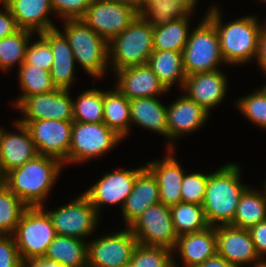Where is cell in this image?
I'll use <instances>...</instances> for the list:
<instances>
[{
	"label": "cell",
	"mask_w": 266,
	"mask_h": 267,
	"mask_svg": "<svg viewBox=\"0 0 266 267\" xmlns=\"http://www.w3.org/2000/svg\"><path fill=\"white\" fill-rule=\"evenodd\" d=\"M63 163L53 157L37 155L3 176V184L28 207L42 206L59 178Z\"/></svg>",
	"instance_id": "obj_1"
},
{
	"label": "cell",
	"mask_w": 266,
	"mask_h": 267,
	"mask_svg": "<svg viewBox=\"0 0 266 267\" xmlns=\"http://www.w3.org/2000/svg\"><path fill=\"white\" fill-rule=\"evenodd\" d=\"M205 16L214 24L218 32L225 64L238 66L255 59L259 37L263 30L262 22L258 17L248 15L223 23L220 8L214 5L208 8Z\"/></svg>",
	"instance_id": "obj_2"
},
{
	"label": "cell",
	"mask_w": 266,
	"mask_h": 267,
	"mask_svg": "<svg viewBox=\"0 0 266 267\" xmlns=\"http://www.w3.org/2000/svg\"><path fill=\"white\" fill-rule=\"evenodd\" d=\"M240 171L238 164L228 162L209 173L202 206L210 226L229 225L233 221L240 197L249 187L242 183Z\"/></svg>",
	"instance_id": "obj_3"
},
{
	"label": "cell",
	"mask_w": 266,
	"mask_h": 267,
	"mask_svg": "<svg viewBox=\"0 0 266 267\" xmlns=\"http://www.w3.org/2000/svg\"><path fill=\"white\" fill-rule=\"evenodd\" d=\"M153 27L139 14L119 35L108 42V63L112 71L145 65L153 50Z\"/></svg>",
	"instance_id": "obj_4"
},
{
	"label": "cell",
	"mask_w": 266,
	"mask_h": 267,
	"mask_svg": "<svg viewBox=\"0 0 266 267\" xmlns=\"http://www.w3.org/2000/svg\"><path fill=\"white\" fill-rule=\"evenodd\" d=\"M64 31L76 63L94 78H102L109 68L108 42L99 36L82 19H66Z\"/></svg>",
	"instance_id": "obj_5"
},
{
	"label": "cell",
	"mask_w": 266,
	"mask_h": 267,
	"mask_svg": "<svg viewBox=\"0 0 266 267\" xmlns=\"http://www.w3.org/2000/svg\"><path fill=\"white\" fill-rule=\"evenodd\" d=\"M198 24L197 28L190 30L188 41L182 50L186 76L215 71L220 69L222 63L225 64L214 24L206 16Z\"/></svg>",
	"instance_id": "obj_6"
},
{
	"label": "cell",
	"mask_w": 266,
	"mask_h": 267,
	"mask_svg": "<svg viewBox=\"0 0 266 267\" xmlns=\"http://www.w3.org/2000/svg\"><path fill=\"white\" fill-rule=\"evenodd\" d=\"M52 220L42 206L28 207L13 233L22 261L43 258L56 237Z\"/></svg>",
	"instance_id": "obj_7"
},
{
	"label": "cell",
	"mask_w": 266,
	"mask_h": 267,
	"mask_svg": "<svg viewBox=\"0 0 266 267\" xmlns=\"http://www.w3.org/2000/svg\"><path fill=\"white\" fill-rule=\"evenodd\" d=\"M123 139L104 122L83 123L73 121L68 164H78L99 158L113 150Z\"/></svg>",
	"instance_id": "obj_8"
},
{
	"label": "cell",
	"mask_w": 266,
	"mask_h": 267,
	"mask_svg": "<svg viewBox=\"0 0 266 267\" xmlns=\"http://www.w3.org/2000/svg\"><path fill=\"white\" fill-rule=\"evenodd\" d=\"M45 211L49 214L57 235L81 240H86L88 235L93 234L101 216L84 193L66 205Z\"/></svg>",
	"instance_id": "obj_9"
},
{
	"label": "cell",
	"mask_w": 266,
	"mask_h": 267,
	"mask_svg": "<svg viewBox=\"0 0 266 267\" xmlns=\"http://www.w3.org/2000/svg\"><path fill=\"white\" fill-rule=\"evenodd\" d=\"M139 244L174 250L178 236L175 233L170 207L158 203L148 207L129 226Z\"/></svg>",
	"instance_id": "obj_10"
},
{
	"label": "cell",
	"mask_w": 266,
	"mask_h": 267,
	"mask_svg": "<svg viewBox=\"0 0 266 267\" xmlns=\"http://www.w3.org/2000/svg\"><path fill=\"white\" fill-rule=\"evenodd\" d=\"M137 15V9L128 3L119 0H92L81 19L109 42L122 33Z\"/></svg>",
	"instance_id": "obj_11"
},
{
	"label": "cell",
	"mask_w": 266,
	"mask_h": 267,
	"mask_svg": "<svg viewBox=\"0 0 266 267\" xmlns=\"http://www.w3.org/2000/svg\"><path fill=\"white\" fill-rule=\"evenodd\" d=\"M138 244L129 227L88 242V267H127Z\"/></svg>",
	"instance_id": "obj_12"
},
{
	"label": "cell",
	"mask_w": 266,
	"mask_h": 267,
	"mask_svg": "<svg viewBox=\"0 0 266 267\" xmlns=\"http://www.w3.org/2000/svg\"><path fill=\"white\" fill-rule=\"evenodd\" d=\"M19 123L29 129L38 155L56 158L66 166L73 121L46 119Z\"/></svg>",
	"instance_id": "obj_13"
},
{
	"label": "cell",
	"mask_w": 266,
	"mask_h": 267,
	"mask_svg": "<svg viewBox=\"0 0 266 267\" xmlns=\"http://www.w3.org/2000/svg\"><path fill=\"white\" fill-rule=\"evenodd\" d=\"M69 92L68 89L57 88L24 98L15 107L24 115L17 121L31 122L46 119L73 121V103Z\"/></svg>",
	"instance_id": "obj_14"
},
{
	"label": "cell",
	"mask_w": 266,
	"mask_h": 267,
	"mask_svg": "<svg viewBox=\"0 0 266 267\" xmlns=\"http://www.w3.org/2000/svg\"><path fill=\"white\" fill-rule=\"evenodd\" d=\"M145 166L136 169H115L105 173L101 179L83 192L100 215L105 205H120L121 210L132 192L137 175Z\"/></svg>",
	"instance_id": "obj_15"
},
{
	"label": "cell",
	"mask_w": 266,
	"mask_h": 267,
	"mask_svg": "<svg viewBox=\"0 0 266 267\" xmlns=\"http://www.w3.org/2000/svg\"><path fill=\"white\" fill-rule=\"evenodd\" d=\"M209 114L203 106L198 105L185 94L179 96L167 106L169 140L166 149H176L173 141L202 128L208 121Z\"/></svg>",
	"instance_id": "obj_16"
},
{
	"label": "cell",
	"mask_w": 266,
	"mask_h": 267,
	"mask_svg": "<svg viewBox=\"0 0 266 267\" xmlns=\"http://www.w3.org/2000/svg\"><path fill=\"white\" fill-rule=\"evenodd\" d=\"M216 247L217 255L235 267H244L261 259L248 229L231 225L216 226Z\"/></svg>",
	"instance_id": "obj_17"
},
{
	"label": "cell",
	"mask_w": 266,
	"mask_h": 267,
	"mask_svg": "<svg viewBox=\"0 0 266 267\" xmlns=\"http://www.w3.org/2000/svg\"><path fill=\"white\" fill-rule=\"evenodd\" d=\"M226 75L221 69L199 72L186 77L182 90L184 94L203 106L208 113L223 102L228 89Z\"/></svg>",
	"instance_id": "obj_18"
},
{
	"label": "cell",
	"mask_w": 266,
	"mask_h": 267,
	"mask_svg": "<svg viewBox=\"0 0 266 267\" xmlns=\"http://www.w3.org/2000/svg\"><path fill=\"white\" fill-rule=\"evenodd\" d=\"M13 125L19 133L3 129L0 137V172L3 176L38 155L29 129L17 120Z\"/></svg>",
	"instance_id": "obj_19"
},
{
	"label": "cell",
	"mask_w": 266,
	"mask_h": 267,
	"mask_svg": "<svg viewBox=\"0 0 266 267\" xmlns=\"http://www.w3.org/2000/svg\"><path fill=\"white\" fill-rule=\"evenodd\" d=\"M114 74L117 77L114 85L128 100L158 97L168 91L147 64L126 67Z\"/></svg>",
	"instance_id": "obj_20"
},
{
	"label": "cell",
	"mask_w": 266,
	"mask_h": 267,
	"mask_svg": "<svg viewBox=\"0 0 266 267\" xmlns=\"http://www.w3.org/2000/svg\"><path fill=\"white\" fill-rule=\"evenodd\" d=\"M162 160L148 162L145 167L153 174L159 187L160 203L171 207L181 200V183L185 170L174 157L175 149H167Z\"/></svg>",
	"instance_id": "obj_21"
},
{
	"label": "cell",
	"mask_w": 266,
	"mask_h": 267,
	"mask_svg": "<svg viewBox=\"0 0 266 267\" xmlns=\"http://www.w3.org/2000/svg\"><path fill=\"white\" fill-rule=\"evenodd\" d=\"M40 35L50 44L53 63L50 74L56 88L70 90L75 78V57L68 39L57 28L47 30Z\"/></svg>",
	"instance_id": "obj_22"
},
{
	"label": "cell",
	"mask_w": 266,
	"mask_h": 267,
	"mask_svg": "<svg viewBox=\"0 0 266 267\" xmlns=\"http://www.w3.org/2000/svg\"><path fill=\"white\" fill-rule=\"evenodd\" d=\"M11 11L19 29L29 30L34 36L57 28L49 14L54 13L50 0H1Z\"/></svg>",
	"instance_id": "obj_23"
},
{
	"label": "cell",
	"mask_w": 266,
	"mask_h": 267,
	"mask_svg": "<svg viewBox=\"0 0 266 267\" xmlns=\"http://www.w3.org/2000/svg\"><path fill=\"white\" fill-rule=\"evenodd\" d=\"M173 252L180 256L183 267H195L214 257L217 254L216 226L179 236ZM173 267H178L175 260Z\"/></svg>",
	"instance_id": "obj_24"
},
{
	"label": "cell",
	"mask_w": 266,
	"mask_h": 267,
	"mask_svg": "<svg viewBox=\"0 0 266 267\" xmlns=\"http://www.w3.org/2000/svg\"><path fill=\"white\" fill-rule=\"evenodd\" d=\"M160 203L159 187L153 174L145 167L135 180L121 210L124 224L129 227L148 207Z\"/></svg>",
	"instance_id": "obj_25"
},
{
	"label": "cell",
	"mask_w": 266,
	"mask_h": 267,
	"mask_svg": "<svg viewBox=\"0 0 266 267\" xmlns=\"http://www.w3.org/2000/svg\"><path fill=\"white\" fill-rule=\"evenodd\" d=\"M132 124L168 138L167 107L157 97L130 100Z\"/></svg>",
	"instance_id": "obj_26"
},
{
	"label": "cell",
	"mask_w": 266,
	"mask_h": 267,
	"mask_svg": "<svg viewBox=\"0 0 266 267\" xmlns=\"http://www.w3.org/2000/svg\"><path fill=\"white\" fill-rule=\"evenodd\" d=\"M146 64L167 90L178 83L182 89L187 77L183 67L182 52L154 50Z\"/></svg>",
	"instance_id": "obj_27"
},
{
	"label": "cell",
	"mask_w": 266,
	"mask_h": 267,
	"mask_svg": "<svg viewBox=\"0 0 266 267\" xmlns=\"http://www.w3.org/2000/svg\"><path fill=\"white\" fill-rule=\"evenodd\" d=\"M88 242L75 237L56 235L43 258L56 261L64 267L88 266Z\"/></svg>",
	"instance_id": "obj_28"
},
{
	"label": "cell",
	"mask_w": 266,
	"mask_h": 267,
	"mask_svg": "<svg viewBox=\"0 0 266 267\" xmlns=\"http://www.w3.org/2000/svg\"><path fill=\"white\" fill-rule=\"evenodd\" d=\"M103 122L123 140L130 132V100L116 87L103 91Z\"/></svg>",
	"instance_id": "obj_29"
},
{
	"label": "cell",
	"mask_w": 266,
	"mask_h": 267,
	"mask_svg": "<svg viewBox=\"0 0 266 267\" xmlns=\"http://www.w3.org/2000/svg\"><path fill=\"white\" fill-rule=\"evenodd\" d=\"M263 190L248 187L240 197L231 226L249 229L260 221L266 220V188Z\"/></svg>",
	"instance_id": "obj_30"
},
{
	"label": "cell",
	"mask_w": 266,
	"mask_h": 267,
	"mask_svg": "<svg viewBox=\"0 0 266 267\" xmlns=\"http://www.w3.org/2000/svg\"><path fill=\"white\" fill-rule=\"evenodd\" d=\"M192 14L189 12L179 20L154 27L153 50L182 52L188 41Z\"/></svg>",
	"instance_id": "obj_31"
},
{
	"label": "cell",
	"mask_w": 266,
	"mask_h": 267,
	"mask_svg": "<svg viewBox=\"0 0 266 267\" xmlns=\"http://www.w3.org/2000/svg\"><path fill=\"white\" fill-rule=\"evenodd\" d=\"M18 78L22 94L12 102L16 107L24 98L53 91L56 86L53 83L48 70H41L38 67L23 63L18 70Z\"/></svg>",
	"instance_id": "obj_32"
},
{
	"label": "cell",
	"mask_w": 266,
	"mask_h": 267,
	"mask_svg": "<svg viewBox=\"0 0 266 267\" xmlns=\"http://www.w3.org/2000/svg\"><path fill=\"white\" fill-rule=\"evenodd\" d=\"M172 222L177 236L200 232L210 225L208 224L202 205L179 202L171 206Z\"/></svg>",
	"instance_id": "obj_33"
},
{
	"label": "cell",
	"mask_w": 266,
	"mask_h": 267,
	"mask_svg": "<svg viewBox=\"0 0 266 267\" xmlns=\"http://www.w3.org/2000/svg\"><path fill=\"white\" fill-rule=\"evenodd\" d=\"M35 33L19 29L14 34L0 39V70L11 71L14 65L24 63L27 45Z\"/></svg>",
	"instance_id": "obj_34"
},
{
	"label": "cell",
	"mask_w": 266,
	"mask_h": 267,
	"mask_svg": "<svg viewBox=\"0 0 266 267\" xmlns=\"http://www.w3.org/2000/svg\"><path fill=\"white\" fill-rule=\"evenodd\" d=\"M73 103V121L103 122V90L93 88L82 91Z\"/></svg>",
	"instance_id": "obj_35"
},
{
	"label": "cell",
	"mask_w": 266,
	"mask_h": 267,
	"mask_svg": "<svg viewBox=\"0 0 266 267\" xmlns=\"http://www.w3.org/2000/svg\"><path fill=\"white\" fill-rule=\"evenodd\" d=\"M28 206L4 184L0 186V235H13Z\"/></svg>",
	"instance_id": "obj_36"
},
{
	"label": "cell",
	"mask_w": 266,
	"mask_h": 267,
	"mask_svg": "<svg viewBox=\"0 0 266 267\" xmlns=\"http://www.w3.org/2000/svg\"><path fill=\"white\" fill-rule=\"evenodd\" d=\"M189 11L173 0H162L146 7L139 15L153 28L185 17Z\"/></svg>",
	"instance_id": "obj_37"
},
{
	"label": "cell",
	"mask_w": 266,
	"mask_h": 267,
	"mask_svg": "<svg viewBox=\"0 0 266 267\" xmlns=\"http://www.w3.org/2000/svg\"><path fill=\"white\" fill-rule=\"evenodd\" d=\"M174 252L164 247L137 244L129 267H173Z\"/></svg>",
	"instance_id": "obj_38"
},
{
	"label": "cell",
	"mask_w": 266,
	"mask_h": 267,
	"mask_svg": "<svg viewBox=\"0 0 266 267\" xmlns=\"http://www.w3.org/2000/svg\"><path fill=\"white\" fill-rule=\"evenodd\" d=\"M235 104L246 119L266 130V92L262 88L235 100Z\"/></svg>",
	"instance_id": "obj_39"
},
{
	"label": "cell",
	"mask_w": 266,
	"mask_h": 267,
	"mask_svg": "<svg viewBox=\"0 0 266 267\" xmlns=\"http://www.w3.org/2000/svg\"><path fill=\"white\" fill-rule=\"evenodd\" d=\"M208 174L193 172L186 173L181 183V200L185 203L202 205L208 182Z\"/></svg>",
	"instance_id": "obj_40"
},
{
	"label": "cell",
	"mask_w": 266,
	"mask_h": 267,
	"mask_svg": "<svg viewBox=\"0 0 266 267\" xmlns=\"http://www.w3.org/2000/svg\"><path fill=\"white\" fill-rule=\"evenodd\" d=\"M37 41L30 40L26 48L24 63L34 65L41 70L50 71L53 63V54L50 48V44L40 35L37 34Z\"/></svg>",
	"instance_id": "obj_41"
},
{
	"label": "cell",
	"mask_w": 266,
	"mask_h": 267,
	"mask_svg": "<svg viewBox=\"0 0 266 267\" xmlns=\"http://www.w3.org/2000/svg\"><path fill=\"white\" fill-rule=\"evenodd\" d=\"M54 14H58L61 20L81 19L92 0H50Z\"/></svg>",
	"instance_id": "obj_42"
},
{
	"label": "cell",
	"mask_w": 266,
	"mask_h": 267,
	"mask_svg": "<svg viewBox=\"0 0 266 267\" xmlns=\"http://www.w3.org/2000/svg\"><path fill=\"white\" fill-rule=\"evenodd\" d=\"M22 259L12 235H0V267H21Z\"/></svg>",
	"instance_id": "obj_43"
},
{
	"label": "cell",
	"mask_w": 266,
	"mask_h": 267,
	"mask_svg": "<svg viewBox=\"0 0 266 267\" xmlns=\"http://www.w3.org/2000/svg\"><path fill=\"white\" fill-rule=\"evenodd\" d=\"M255 249L260 258H266V220L260 221L249 229Z\"/></svg>",
	"instance_id": "obj_44"
},
{
	"label": "cell",
	"mask_w": 266,
	"mask_h": 267,
	"mask_svg": "<svg viewBox=\"0 0 266 267\" xmlns=\"http://www.w3.org/2000/svg\"><path fill=\"white\" fill-rule=\"evenodd\" d=\"M4 10L0 9V39L10 36L19 30L10 9L0 0Z\"/></svg>",
	"instance_id": "obj_45"
},
{
	"label": "cell",
	"mask_w": 266,
	"mask_h": 267,
	"mask_svg": "<svg viewBox=\"0 0 266 267\" xmlns=\"http://www.w3.org/2000/svg\"><path fill=\"white\" fill-rule=\"evenodd\" d=\"M255 60L266 76V33L262 30Z\"/></svg>",
	"instance_id": "obj_46"
},
{
	"label": "cell",
	"mask_w": 266,
	"mask_h": 267,
	"mask_svg": "<svg viewBox=\"0 0 266 267\" xmlns=\"http://www.w3.org/2000/svg\"><path fill=\"white\" fill-rule=\"evenodd\" d=\"M21 267H64L60 263L45 258L22 261Z\"/></svg>",
	"instance_id": "obj_47"
},
{
	"label": "cell",
	"mask_w": 266,
	"mask_h": 267,
	"mask_svg": "<svg viewBox=\"0 0 266 267\" xmlns=\"http://www.w3.org/2000/svg\"><path fill=\"white\" fill-rule=\"evenodd\" d=\"M195 267H235L230 264L227 260L219 255L207 259L204 263L198 264Z\"/></svg>",
	"instance_id": "obj_48"
},
{
	"label": "cell",
	"mask_w": 266,
	"mask_h": 267,
	"mask_svg": "<svg viewBox=\"0 0 266 267\" xmlns=\"http://www.w3.org/2000/svg\"><path fill=\"white\" fill-rule=\"evenodd\" d=\"M173 1L180 3L183 7H185L191 13L195 12V8H197V4H198L197 0H173Z\"/></svg>",
	"instance_id": "obj_49"
},
{
	"label": "cell",
	"mask_w": 266,
	"mask_h": 267,
	"mask_svg": "<svg viewBox=\"0 0 266 267\" xmlns=\"http://www.w3.org/2000/svg\"><path fill=\"white\" fill-rule=\"evenodd\" d=\"M119 1L133 5L137 9L138 14L141 13V0H119Z\"/></svg>",
	"instance_id": "obj_50"
},
{
	"label": "cell",
	"mask_w": 266,
	"mask_h": 267,
	"mask_svg": "<svg viewBox=\"0 0 266 267\" xmlns=\"http://www.w3.org/2000/svg\"><path fill=\"white\" fill-rule=\"evenodd\" d=\"M162 0H141V12L153 3H159Z\"/></svg>",
	"instance_id": "obj_51"
},
{
	"label": "cell",
	"mask_w": 266,
	"mask_h": 267,
	"mask_svg": "<svg viewBox=\"0 0 266 267\" xmlns=\"http://www.w3.org/2000/svg\"><path fill=\"white\" fill-rule=\"evenodd\" d=\"M252 264L253 267H266V258H261L260 260L253 262Z\"/></svg>",
	"instance_id": "obj_52"
},
{
	"label": "cell",
	"mask_w": 266,
	"mask_h": 267,
	"mask_svg": "<svg viewBox=\"0 0 266 267\" xmlns=\"http://www.w3.org/2000/svg\"><path fill=\"white\" fill-rule=\"evenodd\" d=\"M264 23L262 24L263 31L266 33V21H263Z\"/></svg>",
	"instance_id": "obj_53"
},
{
	"label": "cell",
	"mask_w": 266,
	"mask_h": 267,
	"mask_svg": "<svg viewBox=\"0 0 266 267\" xmlns=\"http://www.w3.org/2000/svg\"><path fill=\"white\" fill-rule=\"evenodd\" d=\"M2 185H3V175L0 172V186H2Z\"/></svg>",
	"instance_id": "obj_54"
},
{
	"label": "cell",
	"mask_w": 266,
	"mask_h": 267,
	"mask_svg": "<svg viewBox=\"0 0 266 267\" xmlns=\"http://www.w3.org/2000/svg\"><path fill=\"white\" fill-rule=\"evenodd\" d=\"M262 89L266 92V85L263 84Z\"/></svg>",
	"instance_id": "obj_55"
},
{
	"label": "cell",
	"mask_w": 266,
	"mask_h": 267,
	"mask_svg": "<svg viewBox=\"0 0 266 267\" xmlns=\"http://www.w3.org/2000/svg\"><path fill=\"white\" fill-rule=\"evenodd\" d=\"M2 131H3V128L0 127V137H1Z\"/></svg>",
	"instance_id": "obj_56"
}]
</instances>
